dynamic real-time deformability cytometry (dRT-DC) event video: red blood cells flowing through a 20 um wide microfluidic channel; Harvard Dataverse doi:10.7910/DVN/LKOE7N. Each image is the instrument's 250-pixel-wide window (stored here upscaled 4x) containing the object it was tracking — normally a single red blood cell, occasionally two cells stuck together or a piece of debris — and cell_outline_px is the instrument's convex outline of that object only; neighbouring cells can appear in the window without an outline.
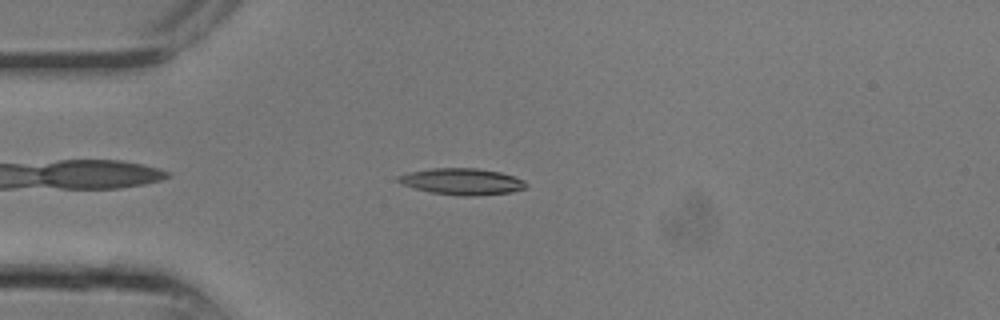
{"species": "common noctule bat (a hibernating species)", "species_latin": "Nyctalus noctula", "temperature_condition": "room temperature", "stored_images_in_passage": 3, "camera_frame_rate_fps": 3000, "um_per_image_px": 0.085, "animal": {"sex": "male", "body_mass_g": 13.3}, "frame": {"image": 1, "passage_image": 2, "time_ms": 0.333, "image_size_px": [1000, 320], "cell_outline_px": [[528, 184], [524, 188], [512, 192], [476, 196], [460, 196], [432, 192], [416, 188], [404, 184], [396, 180], [396, 176], [412, 172], [432, 168], [476, 168], [500, 172], [524, 180]], "centroid_in_image_um": [39.31, 15.43], "position_along_channel_um": 45.7, "area_um2": 19.48}}